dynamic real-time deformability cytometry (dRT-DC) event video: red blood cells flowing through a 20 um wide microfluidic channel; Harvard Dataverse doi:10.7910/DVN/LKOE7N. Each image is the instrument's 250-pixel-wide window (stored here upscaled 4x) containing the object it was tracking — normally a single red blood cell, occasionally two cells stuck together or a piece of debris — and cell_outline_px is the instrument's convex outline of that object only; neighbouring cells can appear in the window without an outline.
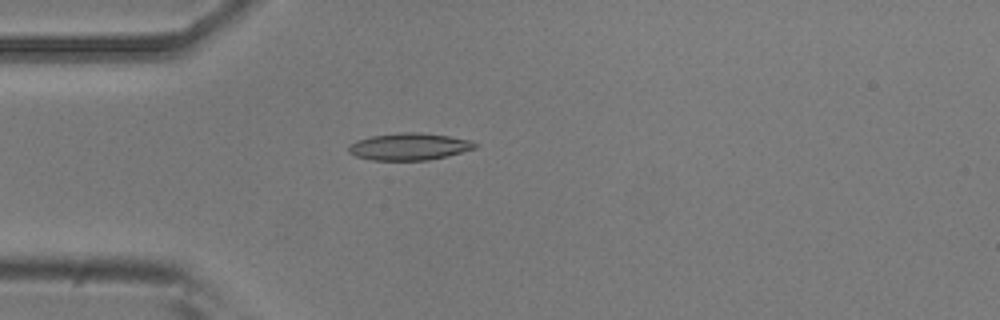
{"species": "common noctule bat (a hibernating species)", "species_latin": "Nyctalus noctula", "temperature_condition": "room temperature", "stored_images_in_passage": 4, "camera_frame_rate_fps": 3000, "um_per_image_px": 0.085, "animal": {"sex": "male", "body_mass_g": 20.5, "forearm_length_mm": 52.5}, "frame": {"image": 1, "passage_image": 4, "time_ms": 1.0, "image_size_px": [1000, 320], "cell_outline_px": [[480, 144], [476, 148], [448, 156], [428, 160], [372, 160], [356, 156], [348, 152], [348, 148], [352, 144], [360, 140], [372, 136], [400, 132], [416, 132], [448, 136], [472, 140]], "centroid_in_image_um": [34.85, 12.46], "position_along_channel_um": 50.2, "area_um2": 19.83}}